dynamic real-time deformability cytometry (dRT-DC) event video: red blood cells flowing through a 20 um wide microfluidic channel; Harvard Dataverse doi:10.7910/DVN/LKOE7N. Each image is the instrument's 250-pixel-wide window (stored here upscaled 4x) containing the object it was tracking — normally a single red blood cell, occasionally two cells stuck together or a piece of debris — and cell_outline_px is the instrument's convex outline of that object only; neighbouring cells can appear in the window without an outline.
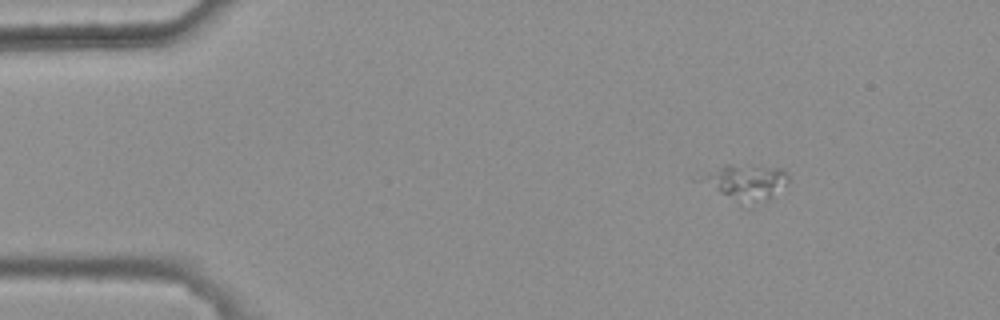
{"species": "common noctule bat (a hibernating species)", "species_latin": "Nyctalus noctula", "temperature_condition": "warm", "stored_images_in_passage": 4, "camera_frame_rate_fps": 3000, "um_per_image_px": 0.085, "animal": {"sex": "female", "body_mass_g": 25.1}, "frame": {"image": 1, "passage_image": 1, "time_ms": 0.0, "image_size_px": [1000, 320], "cell_outline_px": [[788, 184], [772, 196], [752, 208], [740, 204], [720, 192], [708, 180], [708, 176], [724, 164], [728, 164], [780, 168], [788, 176]], "centroid_in_image_um": [63.62, 15.54], "position_along_channel_um": 21.4, "area_um2": 17.05}}
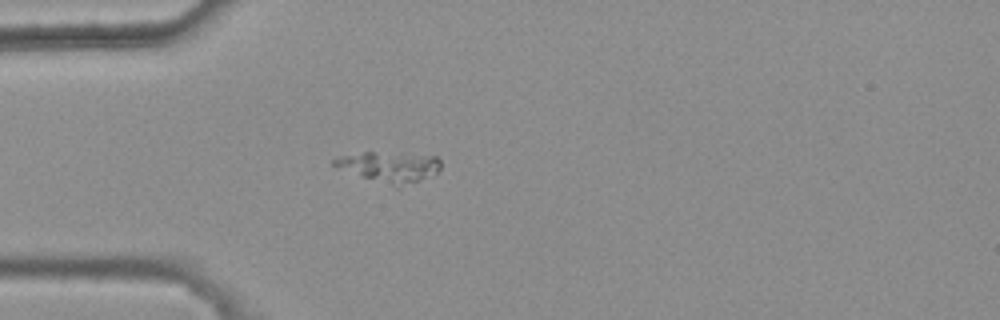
{"frame": {"image": 2, "passage_image": 3, "time_ms": 0.667, "image_size_px": [1000, 320], "cell_outline_px": [[440, 168], [436, 172], [396, 188], [332, 164], [332, 160], [340, 156], [364, 152], [400, 152], [436, 156], [440, 160]], "centroid_in_image_um": [33.14, 14.14], "position_along_channel_um": 51.9, "area_um2": 18.32}}